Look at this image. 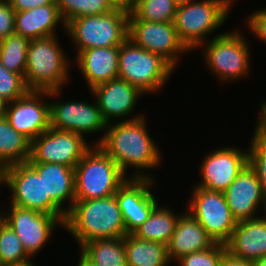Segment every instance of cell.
Here are the masks:
<instances>
[{
	"mask_svg": "<svg viewBox=\"0 0 266 266\" xmlns=\"http://www.w3.org/2000/svg\"><path fill=\"white\" fill-rule=\"evenodd\" d=\"M145 121L144 116L138 114L116 124L109 123L101 139L93 144L111 157L125 176H128V167L136 168L134 175L129 178L154 179L144 171L158 166L162 159Z\"/></svg>",
	"mask_w": 266,
	"mask_h": 266,
	"instance_id": "6da1fadb",
	"label": "cell"
},
{
	"mask_svg": "<svg viewBox=\"0 0 266 266\" xmlns=\"http://www.w3.org/2000/svg\"><path fill=\"white\" fill-rule=\"evenodd\" d=\"M79 246L96 239L127 235L115 194L105 198L74 201L64 224Z\"/></svg>",
	"mask_w": 266,
	"mask_h": 266,
	"instance_id": "7a4b0ae2",
	"label": "cell"
},
{
	"mask_svg": "<svg viewBox=\"0 0 266 266\" xmlns=\"http://www.w3.org/2000/svg\"><path fill=\"white\" fill-rule=\"evenodd\" d=\"M57 36L32 39L27 49L24 80L29 90H61L71 70Z\"/></svg>",
	"mask_w": 266,
	"mask_h": 266,
	"instance_id": "3957f363",
	"label": "cell"
},
{
	"mask_svg": "<svg viewBox=\"0 0 266 266\" xmlns=\"http://www.w3.org/2000/svg\"><path fill=\"white\" fill-rule=\"evenodd\" d=\"M91 146L74 168L75 201L114 195L129 178L98 145Z\"/></svg>",
	"mask_w": 266,
	"mask_h": 266,
	"instance_id": "277c9868",
	"label": "cell"
},
{
	"mask_svg": "<svg viewBox=\"0 0 266 266\" xmlns=\"http://www.w3.org/2000/svg\"><path fill=\"white\" fill-rule=\"evenodd\" d=\"M233 0H181L174 25L189 50L200 48L207 36L226 21ZM206 37V39H205Z\"/></svg>",
	"mask_w": 266,
	"mask_h": 266,
	"instance_id": "5b68a950",
	"label": "cell"
},
{
	"mask_svg": "<svg viewBox=\"0 0 266 266\" xmlns=\"http://www.w3.org/2000/svg\"><path fill=\"white\" fill-rule=\"evenodd\" d=\"M173 70L160 55L144 50L129 38L119 46L118 78L139 88L145 95L161 90Z\"/></svg>",
	"mask_w": 266,
	"mask_h": 266,
	"instance_id": "8992f818",
	"label": "cell"
},
{
	"mask_svg": "<svg viewBox=\"0 0 266 266\" xmlns=\"http://www.w3.org/2000/svg\"><path fill=\"white\" fill-rule=\"evenodd\" d=\"M129 12L115 8L103 15L74 18L66 24V32L80 51L95 47L120 46L128 38Z\"/></svg>",
	"mask_w": 266,
	"mask_h": 266,
	"instance_id": "52a82bcc",
	"label": "cell"
},
{
	"mask_svg": "<svg viewBox=\"0 0 266 266\" xmlns=\"http://www.w3.org/2000/svg\"><path fill=\"white\" fill-rule=\"evenodd\" d=\"M240 31L218 34L210 42L202 43L208 68L222 82L234 81L249 74L250 51L248 42ZM203 45V46H202ZM207 46V47H206Z\"/></svg>",
	"mask_w": 266,
	"mask_h": 266,
	"instance_id": "ba28073f",
	"label": "cell"
},
{
	"mask_svg": "<svg viewBox=\"0 0 266 266\" xmlns=\"http://www.w3.org/2000/svg\"><path fill=\"white\" fill-rule=\"evenodd\" d=\"M188 204V212L206 230L215 243L226 244L236 228L231 209L224 192L194 186Z\"/></svg>",
	"mask_w": 266,
	"mask_h": 266,
	"instance_id": "9c48e42d",
	"label": "cell"
},
{
	"mask_svg": "<svg viewBox=\"0 0 266 266\" xmlns=\"http://www.w3.org/2000/svg\"><path fill=\"white\" fill-rule=\"evenodd\" d=\"M2 184L11 190L10 204L53 216H66L49 197H45L44 179L28 163L4 168Z\"/></svg>",
	"mask_w": 266,
	"mask_h": 266,
	"instance_id": "30bf717a",
	"label": "cell"
},
{
	"mask_svg": "<svg viewBox=\"0 0 266 266\" xmlns=\"http://www.w3.org/2000/svg\"><path fill=\"white\" fill-rule=\"evenodd\" d=\"M3 212L5 215L2 214V220L17 234L24 250L30 257L35 256L45 246L57 226L61 225L63 228L66 218V216H53L12 204H10L8 212Z\"/></svg>",
	"mask_w": 266,
	"mask_h": 266,
	"instance_id": "8fae6325",
	"label": "cell"
},
{
	"mask_svg": "<svg viewBox=\"0 0 266 266\" xmlns=\"http://www.w3.org/2000/svg\"><path fill=\"white\" fill-rule=\"evenodd\" d=\"M90 148L85 137L50 127L31 142L27 163H57L75 168Z\"/></svg>",
	"mask_w": 266,
	"mask_h": 266,
	"instance_id": "7c38bea8",
	"label": "cell"
},
{
	"mask_svg": "<svg viewBox=\"0 0 266 266\" xmlns=\"http://www.w3.org/2000/svg\"><path fill=\"white\" fill-rule=\"evenodd\" d=\"M128 38L144 50L160 55L174 69L178 56L190 51L180 40L174 22L128 19Z\"/></svg>",
	"mask_w": 266,
	"mask_h": 266,
	"instance_id": "4fadbf2b",
	"label": "cell"
},
{
	"mask_svg": "<svg viewBox=\"0 0 266 266\" xmlns=\"http://www.w3.org/2000/svg\"><path fill=\"white\" fill-rule=\"evenodd\" d=\"M61 90H29L24 96L9 102L5 117L12 128L22 133L31 142L51 127L50 102L42 98L57 97Z\"/></svg>",
	"mask_w": 266,
	"mask_h": 266,
	"instance_id": "5bb4252c",
	"label": "cell"
},
{
	"mask_svg": "<svg viewBox=\"0 0 266 266\" xmlns=\"http://www.w3.org/2000/svg\"><path fill=\"white\" fill-rule=\"evenodd\" d=\"M233 147L216 149L204 157L200 165L202 179L196 187L224 192L231 185L248 164V150Z\"/></svg>",
	"mask_w": 266,
	"mask_h": 266,
	"instance_id": "9a60e30c",
	"label": "cell"
},
{
	"mask_svg": "<svg viewBox=\"0 0 266 266\" xmlns=\"http://www.w3.org/2000/svg\"><path fill=\"white\" fill-rule=\"evenodd\" d=\"M153 184V179L128 178L115 193L127 234H132L141 226L158 205L149 190Z\"/></svg>",
	"mask_w": 266,
	"mask_h": 266,
	"instance_id": "2e32d148",
	"label": "cell"
},
{
	"mask_svg": "<svg viewBox=\"0 0 266 266\" xmlns=\"http://www.w3.org/2000/svg\"><path fill=\"white\" fill-rule=\"evenodd\" d=\"M94 104L83 101L50 102L51 128L74 132L83 137L87 133L106 130L108 124L97 103Z\"/></svg>",
	"mask_w": 266,
	"mask_h": 266,
	"instance_id": "e0dca14e",
	"label": "cell"
},
{
	"mask_svg": "<svg viewBox=\"0 0 266 266\" xmlns=\"http://www.w3.org/2000/svg\"><path fill=\"white\" fill-rule=\"evenodd\" d=\"M224 195L237 222L260 217L256 214L258 208H262L260 205L266 210L261 181L249 164L224 191Z\"/></svg>",
	"mask_w": 266,
	"mask_h": 266,
	"instance_id": "ac0fdd59",
	"label": "cell"
},
{
	"mask_svg": "<svg viewBox=\"0 0 266 266\" xmlns=\"http://www.w3.org/2000/svg\"><path fill=\"white\" fill-rule=\"evenodd\" d=\"M91 93L96 95V103L107 124L112 119L125 118L137 106V99L145 95L139 88L120 78L110 80L92 88Z\"/></svg>",
	"mask_w": 266,
	"mask_h": 266,
	"instance_id": "d6986e66",
	"label": "cell"
},
{
	"mask_svg": "<svg viewBox=\"0 0 266 266\" xmlns=\"http://www.w3.org/2000/svg\"><path fill=\"white\" fill-rule=\"evenodd\" d=\"M76 65L91 90L95 86L118 78L119 46L95 47L76 54Z\"/></svg>",
	"mask_w": 266,
	"mask_h": 266,
	"instance_id": "ffe728a7",
	"label": "cell"
},
{
	"mask_svg": "<svg viewBox=\"0 0 266 266\" xmlns=\"http://www.w3.org/2000/svg\"><path fill=\"white\" fill-rule=\"evenodd\" d=\"M44 179L45 197L65 214L70 211L75 201V170L57 163H28ZM69 206L64 207L65 202Z\"/></svg>",
	"mask_w": 266,
	"mask_h": 266,
	"instance_id": "44dd1931",
	"label": "cell"
},
{
	"mask_svg": "<svg viewBox=\"0 0 266 266\" xmlns=\"http://www.w3.org/2000/svg\"><path fill=\"white\" fill-rule=\"evenodd\" d=\"M227 251L234 257L246 261H255L266 256V217H258L237 222Z\"/></svg>",
	"mask_w": 266,
	"mask_h": 266,
	"instance_id": "7402d4cb",
	"label": "cell"
},
{
	"mask_svg": "<svg viewBox=\"0 0 266 266\" xmlns=\"http://www.w3.org/2000/svg\"><path fill=\"white\" fill-rule=\"evenodd\" d=\"M215 244L206 230L187 211L180 214L175 231L167 245L169 261H177L184 255L209 249Z\"/></svg>",
	"mask_w": 266,
	"mask_h": 266,
	"instance_id": "603a6c76",
	"label": "cell"
},
{
	"mask_svg": "<svg viewBox=\"0 0 266 266\" xmlns=\"http://www.w3.org/2000/svg\"><path fill=\"white\" fill-rule=\"evenodd\" d=\"M58 24H64L62 27L66 29L57 4H46L15 13V33L29 40L56 35Z\"/></svg>",
	"mask_w": 266,
	"mask_h": 266,
	"instance_id": "cb8c5ba5",
	"label": "cell"
},
{
	"mask_svg": "<svg viewBox=\"0 0 266 266\" xmlns=\"http://www.w3.org/2000/svg\"><path fill=\"white\" fill-rule=\"evenodd\" d=\"M31 156V141L11 127L6 117L0 118V167L27 163Z\"/></svg>",
	"mask_w": 266,
	"mask_h": 266,
	"instance_id": "d4e9b609",
	"label": "cell"
},
{
	"mask_svg": "<svg viewBox=\"0 0 266 266\" xmlns=\"http://www.w3.org/2000/svg\"><path fill=\"white\" fill-rule=\"evenodd\" d=\"M171 209L159 207L153 209L147 220L133 233L136 238L144 241H153L168 245L179 219Z\"/></svg>",
	"mask_w": 266,
	"mask_h": 266,
	"instance_id": "484cf974",
	"label": "cell"
},
{
	"mask_svg": "<svg viewBox=\"0 0 266 266\" xmlns=\"http://www.w3.org/2000/svg\"><path fill=\"white\" fill-rule=\"evenodd\" d=\"M128 266H167L170 263L167 246L153 241H144L132 234L123 237Z\"/></svg>",
	"mask_w": 266,
	"mask_h": 266,
	"instance_id": "4316f807",
	"label": "cell"
},
{
	"mask_svg": "<svg viewBox=\"0 0 266 266\" xmlns=\"http://www.w3.org/2000/svg\"><path fill=\"white\" fill-rule=\"evenodd\" d=\"M81 254L96 266H128L123 238L96 239L80 246Z\"/></svg>",
	"mask_w": 266,
	"mask_h": 266,
	"instance_id": "83f0119b",
	"label": "cell"
},
{
	"mask_svg": "<svg viewBox=\"0 0 266 266\" xmlns=\"http://www.w3.org/2000/svg\"><path fill=\"white\" fill-rule=\"evenodd\" d=\"M181 0H135L128 19L174 22Z\"/></svg>",
	"mask_w": 266,
	"mask_h": 266,
	"instance_id": "f1b7e54d",
	"label": "cell"
},
{
	"mask_svg": "<svg viewBox=\"0 0 266 266\" xmlns=\"http://www.w3.org/2000/svg\"><path fill=\"white\" fill-rule=\"evenodd\" d=\"M29 42L28 38L16 33L0 41V63L7 70L20 74L23 78Z\"/></svg>",
	"mask_w": 266,
	"mask_h": 266,
	"instance_id": "f546056e",
	"label": "cell"
},
{
	"mask_svg": "<svg viewBox=\"0 0 266 266\" xmlns=\"http://www.w3.org/2000/svg\"><path fill=\"white\" fill-rule=\"evenodd\" d=\"M56 4L66 24L74 18L103 15L115 9L108 0H56Z\"/></svg>",
	"mask_w": 266,
	"mask_h": 266,
	"instance_id": "4dcf8cb0",
	"label": "cell"
},
{
	"mask_svg": "<svg viewBox=\"0 0 266 266\" xmlns=\"http://www.w3.org/2000/svg\"><path fill=\"white\" fill-rule=\"evenodd\" d=\"M0 259L3 265L31 259L17 234L3 220L0 221Z\"/></svg>",
	"mask_w": 266,
	"mask_h": 266,
	"instance_id": "1f68e13d",
	"label": "cell"
},
{
	"mask_svg": "<svg viewBox=\"0 0 266 266\" xmlns=\"http://www.w3.org/2000/svg\"><path fill=\"white\" fill-rule=\"evenodd\" d=\"M255 128L250 147H248V164L259 177L266 199V133L258 125Z\"/></svg>",
	"mask_w": 266,
	"mask_h": 266,
	"instance_id": "d6a6232c",
	"label": "cell"
},
{
	"mask_svg": "<svg viewBox=\"0 0 266 266\" xmlns=\"http://www.w3.org/2000/svg\"><path fill=\"white\" fill-rule=\"evenodd\" d=\"M226 252V244L215 243L209 249L182 256L177 263L179 266H220L221 259Z\"/></svg>",
	"mask_w": 266,
	"mask_h": 266,
	"instance_id": "836d02e7",
	"label": "cell"
},
{
	"mask_svg": "<svg viewBox=\"0 0 266 266\" xmlns=\"http://www.w3.org/2000/svg\"><path fill=\"white\" fill-rule=\"evenodd\" d=\"M28 91L24 78L7 70L0 63V97L9 103L24 96Z\"/></svg>",
	"mask_w": 266,
	"mask_h": 266,
	"instance_id": "e575fe53",
	"label": "cell"
},
{
	"mask_svg": "<svg viewBox=\"0 0 266 266\" xmlns=\"http://www.w3.org/2000/svg\"><path fill=\"white\" fill-rule=\"evenodd\" d=\"M15 13L9 0L0 1V41L15 33Z\"/></svg>",
	"mask_w": 266,
	"mask_h": 266,
	"instance_id": "d590c367",
	"label": "cell"
},
{
	"mask_svg": "<svg viewBox=\"0 0 266 266\" xmlns=\"http://www.w3.org/2000/svg\"><path fill=\"white\" fill-rule=\"evenodd\" d=\"M246 21L249 31L266 43V9L253 12Z\"/></svg>",
	"mask_w": 266,
	"mask_h": 266,
	"instance_id": "8d00e7d4",
	"label": "cell"
},
{
	"mask_svg": "<svg viewBox=\"0 0 266 266\" xmlns=\"http://www.w3.org/2000/svg\"><path fill=\"white\" fill-rule=\"evenodd\" d=\"M15 11H25L46 4H56V0H9Z\"/></svg>",
	"mask_w": 266,
	"mask_h": 266,
	"instance_id": "74e56055",
	"label": "cell"
},
{
	"mask_svg": "<svg viewBox=\"0 0 266 266\" xmlns=\"http://www.w3.org/2000/svg\"><path fill=\"white\" fill-rule=\"evenodd\" d=\"M220 266H254V264L252 261L236 258L227 251L221 259Z\"/></svg>",
	"mask_w": 266,
	"mask_h": 266,
	"instance_id": "f35d334b",
	"label": "cell"
},
{
	"mask_svg": "<svg viewBox=\"0 0 266 266\" xmlns=\"http://www.w3.org/2000/svg\"><path fill=\"white\" fill-rule=\"evenodd\" d=\"M108 1L114 8L123 9L130 12L135 0H108Z\"/></svg>",
	"mask_w": 266,
	"mask_h": 266,
	"instance_id": "ab89813d",
	"label": "cell"
},
{
	"mask_svg": "<svg viewBox=\"0 0 266 266\" xmlns=\"http://www.w3.org/2000/svg\"><path fill=\"white\" fill-rule=\"evenodd\" d=\"M260 115L257 125L266 133V102H263L260 106Z\"/></svg>",
	"mask_w": 266,
	"mask_h": 266,
	"instance_id": "60d3db41",
	"label": "cell"
},
{
	"mask_svg": "<svg viewBox=\"0 0 266 266\" xmlns=\"http://www.w3.org/2000/svg\"><path fill=\"white\" fill-rule=\"evenodd\" d=\"M8 102L0 97V118L5 117Z\"/></svg>",
	"mask_w": 266,
	"mask_h": 266,
	"instance_id": "b9f144b4",
	"label": "cell"
},
{
	"mask_svg": "<svg viewBox=\"0 0 266 266\" xmlns=\"http://www.w3.org/2000/svg\"><path fill=\"white\" fill-rule=\"evenodd\" d=\"M77 266H96L92 264L90 261H88L81 253L79 257V262Z\"/></svg>",
	"mask_w": 266,
	"mask_h": 266,
	"instance_id": "7bdbcfd3",
	"label": "cell"
},
{
	"mask_svg": "<svg viewBox=\"0 0 266 266\" xmlns=\"http://www.w3.org/2000/svg\"><path fill=\"white\" fill-rule=\"evenodd\" d=\"M32 259L25 260L23 262H18V263H13V264H7L4 266H34L33 262L31 261Z\"/></svg>",
	"mask_w": 266,
	"mask_h": 266,
	"instance_id": "ee69618b",
	"label": "cell"
},
{
	"mask_svg": "<svg viewBox=\"0 0 266 266\" xmlns=\"http://www.w3.org/2000/svg\"><path fill=\"white\" fill-rule=\"evenodd\" d=\"M254 266H266V256L253 261Z\"/></svg>",
	"mask_w": 266,
	"mask_h": 266,
	"instance_id": "f6af8a7d",
	"label": "cell"
},
{
	"mask_svg": "<svg viewBox=\"0 0 266 266\" xmlns=\"http://www.w3.org/2000/svg\"><path fill=\"white\" fill-rule=\"evenodd\" d=\"M3 182V169L0 167V186Z\"/></svg>",
	"mask_w": 266,
	"mask_h": 266,
	"instance_id": "bcb514c9",
	"label": "cell"
}]
</instances>
